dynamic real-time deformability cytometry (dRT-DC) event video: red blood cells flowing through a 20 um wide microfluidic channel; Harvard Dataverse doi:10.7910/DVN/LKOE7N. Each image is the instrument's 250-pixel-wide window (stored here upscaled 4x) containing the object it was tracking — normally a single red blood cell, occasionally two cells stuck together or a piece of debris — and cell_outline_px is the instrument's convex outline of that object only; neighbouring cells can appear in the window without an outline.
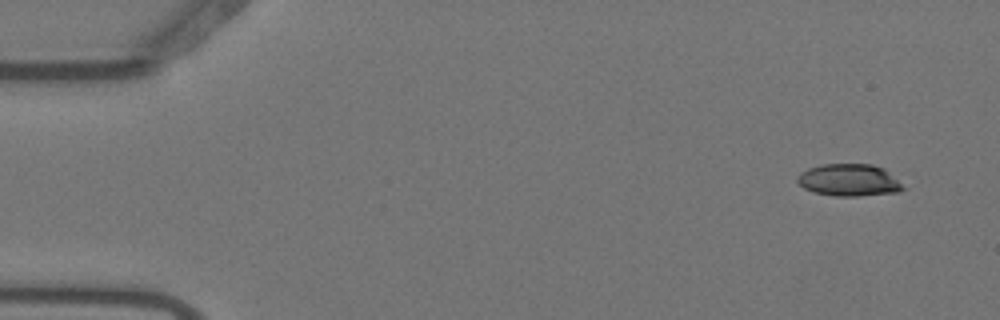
{"species": "Egyptian fruit bat (a non-hibernating species)", "species_latin": "Rousettus aegyptiacus", "temperature_condition": "warm", "stored_images_in_passage": 5, "camera_frame_rate_fps": 3000, "um_per_image_px": 0.085, "animal": {"sex": "female"}, "frame": {"image": 1, "passage_image": 1, "time_ms": 0.0, "image_size_px": [1000, 320], "cell_outline_px": [[908, 188], [900, 192], [856, 196], [836, 196], [816, 192], [804, 188], [796, 180], [796, 176], [800, 172], [808, 168], [820, 164], [872, 164], [884, 168]], "centroid_in_image_um": [72.2, 15.3], "position_along_channel_um": 12.8, "area_um2": 20.0}}